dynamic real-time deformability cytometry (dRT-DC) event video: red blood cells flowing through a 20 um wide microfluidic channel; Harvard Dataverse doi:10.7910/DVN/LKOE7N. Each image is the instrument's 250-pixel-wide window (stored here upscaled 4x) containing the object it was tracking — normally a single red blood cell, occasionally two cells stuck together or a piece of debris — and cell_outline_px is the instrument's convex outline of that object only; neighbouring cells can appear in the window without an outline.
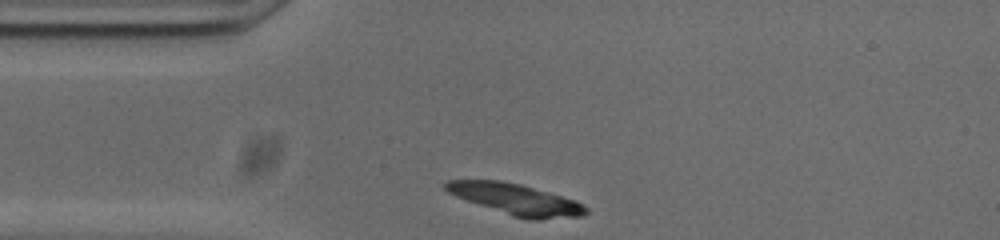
{"species": "common noctule bat (a hibernating species)", "species_latin": "Nyctalus noctula", "temperature_condition": "cold", "stored_images_in_passage": 31, "camera_frame_rate_fps": 3000, "um_per_image_px": 0.085, "animal": {"sex": "male", "body_mass_g": 20.0, "forearm_length_mm": 53.3}, "frame": {"image": 1, "passage_image": 1, "time_ms": 0.0, "image_size_px": [1000, 240], "cell_outline_px": [[588, 212], [584, 216], [540, 220], [528, 220], [512, 216], [456, 196], [448, 192], [444, 188], [444, 184], [448, 180], [500, 180], [520, 184], [576, 200], [588, 208]], "centroid_in_image_um": [43.9, 16.95], "position_along_channel_um": 41.1, "area_um2": 25.26}}
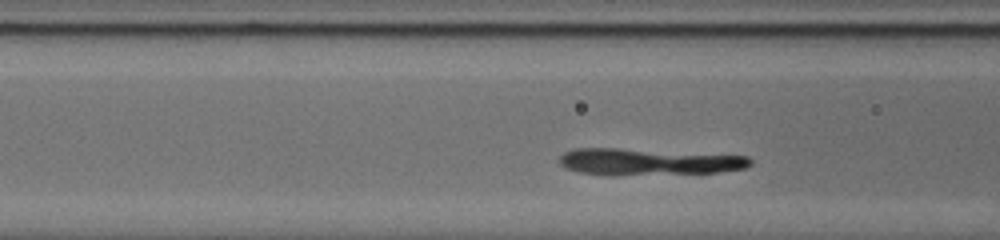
{"frame": {"image": 2, "passage_image": 8, "time_ms": 2.333, "image_size_px": [1000, 240], "cell_outline_px": [[752, 164], [744, 168], [716, 172], [616, 176], [608, 176], [580, 172], [564, 168], [560, 164], [560, 156], [564, 152], [576, 148], [616, 148], [748, 156], [752, 160]], "centroid_in_image_um": [55.05, 13.76], "position_along_channel_um": 111.6, "area_um2": 29.77}}
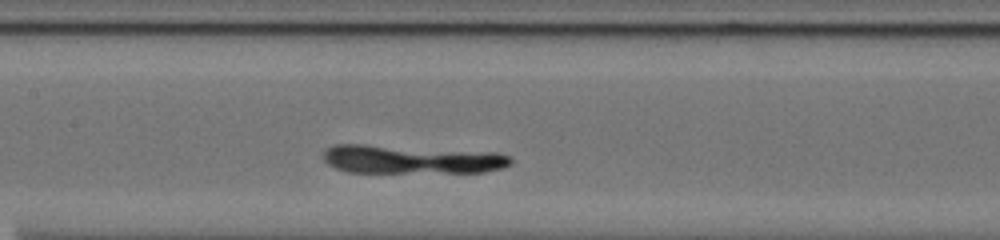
{"frame": {"image": 3, "passage_image": 13, "time_ms": 4.0, "image_size_px": [1000, 240], "cell_outline_px": [[512, 164], [504, 168], [484, 172], [348, 172], [336, 168], [328, 164], [324, 160], [324, 152], [328, 148], [336, 144], [364, 144], [496, 152], [508, 156], [512, 160]], "centroid_in_image_um": [34.99, 13.54], "position_along_channel_um": 172.4, "area_um2": 31.21}}